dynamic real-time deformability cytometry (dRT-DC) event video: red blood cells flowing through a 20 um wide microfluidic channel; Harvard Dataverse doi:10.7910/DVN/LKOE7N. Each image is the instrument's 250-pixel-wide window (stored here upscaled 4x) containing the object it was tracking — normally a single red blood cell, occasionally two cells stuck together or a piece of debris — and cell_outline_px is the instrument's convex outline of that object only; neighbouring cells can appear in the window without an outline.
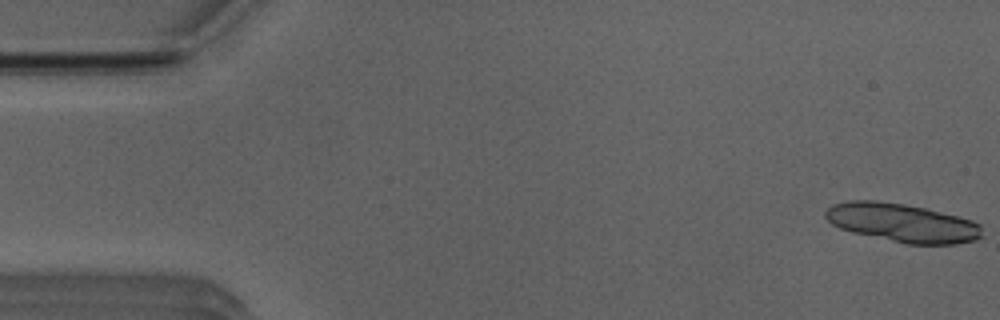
{"species": "Egyptian fruit bat (a non-hibernating species)", "species_latin": "Rousettus aegyptiacus", "temperature_condition": "room temperature", "stored_images_in_passage": 52, "camera_frame_rate_fps": 3000, "um_per_image_px": 0.085, "animal": {"sex": "male"}, "frame": {"image": 1, "passage_image": 1, "time_ms": 0.0, "image_size_px": [1000, 320], "cell_outline_px": [[980, 236], [976, 240], [956, 244], [908, 244], [852, 232], [840, 228], [832, 224], [824, 216], [824, 212], [832, 204], [848, 200], [876, 200], [904, 204], [928, 208], [972, 220], [980, 224]], "centroid_in_image_um": [76.67, 18.92], "position_along_channel_um": 8.3, "area_um2": 35.2}}
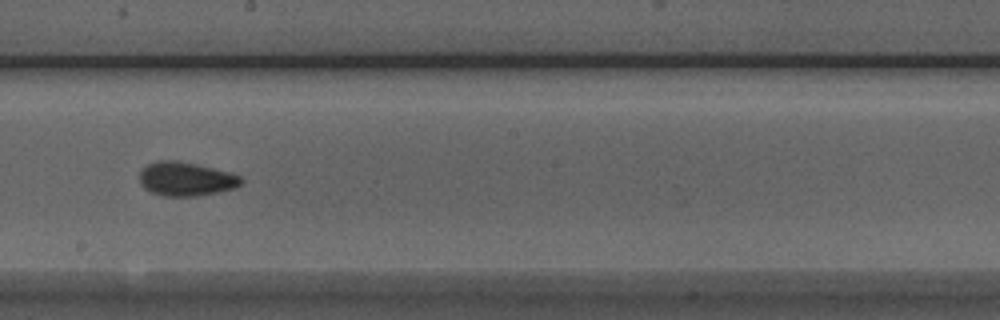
{"frame": {"image": 2, "passage_image": 29, "time_ms": 9.333, "image_size_px": [1000, 320], "cell_outline_px": [[244, 180], [236, 188], [196, 196], [164, 196], [152, 192], [144, 188], [140, 184], [140, 172], [148, 164], [156, 160], [176, 160], [196, 164], [228, 172], [240, 176]], "centroid_in_image_um": [15.79, 15.21], "position_along_channel_um": 232.4, "area_um2": 19.94}}
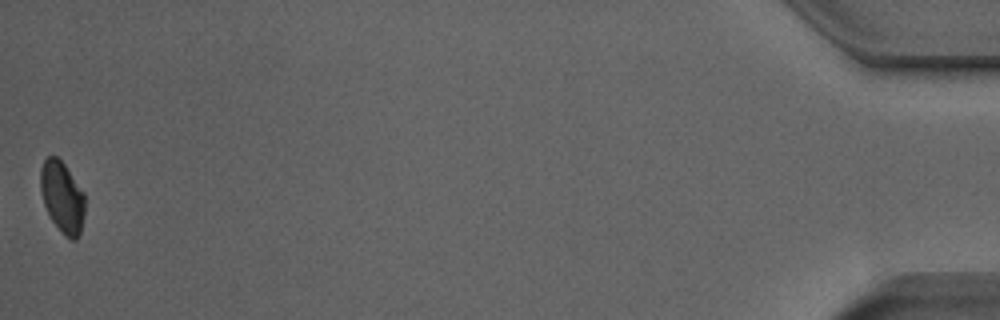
{"frame": {"image": 3, "passage_image": 52, "time_ms": 17.0, "image_size_px": [1000, 320], "cell_outline_px": [[84, 216], [80, 232], [76, 240], [72, 240], [64, 236], [48, 216], [44, 204], [40, 188], [40, 168], [44, 160], [48, 156], [56, 156], [64, 164], [84, 192]], "centroid_in_image_um": [5.28, 16.77], "position_along_channel_um": 429.9, "area_um2": 18.55}, "authors_computed_cell_mechanics": {"area_um2": 19.7676, "velocity_mm_per_s": 3.9354, "shape_relaxation_time_tau1_ms": 3.4865, "shape_relaxation_time_tau2_ms": 1.2653, "deformation_change_tau1": 0.0995, "deformation_change_tau2": 0.0612}}